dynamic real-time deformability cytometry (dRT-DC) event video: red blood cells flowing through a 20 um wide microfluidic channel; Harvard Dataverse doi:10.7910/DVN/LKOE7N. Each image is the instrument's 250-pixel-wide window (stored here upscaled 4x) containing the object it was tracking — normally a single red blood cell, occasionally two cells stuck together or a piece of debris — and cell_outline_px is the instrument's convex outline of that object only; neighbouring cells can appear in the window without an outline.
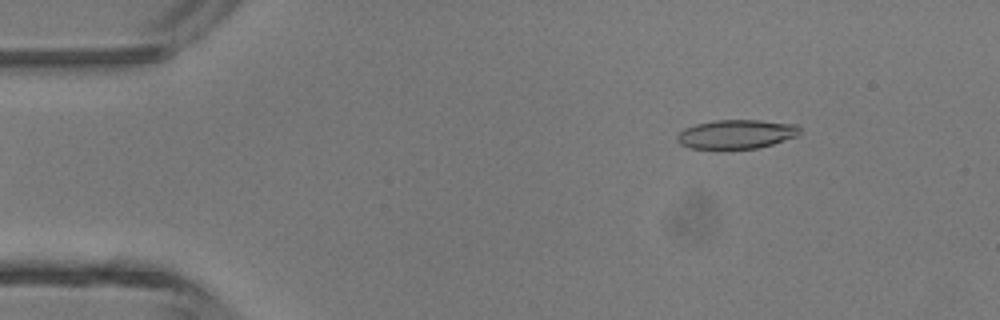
{"species": "common noctule bat (a hibernating species)", "species_latin": "Nyctalus noctula", "temperature_condition": "room temperature", "stored_images_in_passage": 4, "camera_frame_rate_fps": 3000, "um_per_image_px": 0.085, "animal": {"sex": "male", "body_mass_g": 13.3}, "frame": {"image": 1, "passage_image": 1, "time_ms": 0.0, "image_size_px": [1000, 320], "cell_outline_px": [[800, 132], [796, 136], [772, 144], [756, 148], [688, 148], [680, 144], [676, 140], [676, 136], [684, 128], [696, 124], [716, 120], [756, 120], [796, 124], [800, 128]], "centroid_in_image_um": [62.56, 11.4], "position_along_channel_um": 22.4, "area_um2": 20.52}}